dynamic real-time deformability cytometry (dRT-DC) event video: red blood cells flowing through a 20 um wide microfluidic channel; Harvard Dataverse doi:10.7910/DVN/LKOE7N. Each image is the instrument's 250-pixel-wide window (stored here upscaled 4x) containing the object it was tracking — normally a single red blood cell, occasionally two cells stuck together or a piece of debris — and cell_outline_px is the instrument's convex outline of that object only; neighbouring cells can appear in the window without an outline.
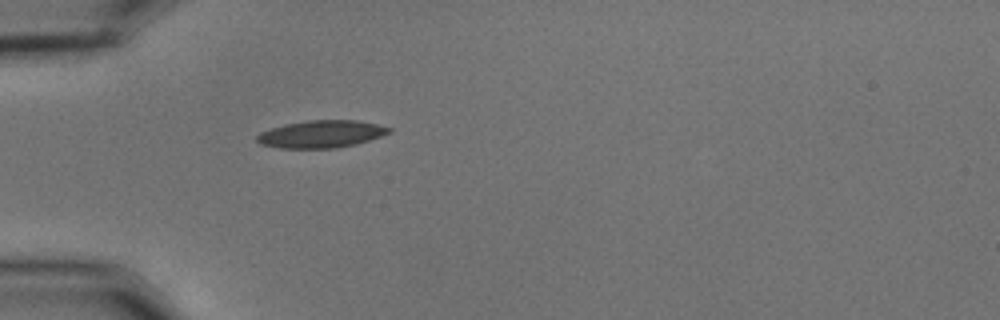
{"species": "common noctule bat (a hibernating species)", "species_latin": "Nyctalus noctula", "temperature_condition": "cold", "stored_images_in_passage": 39, "camera_frame_rate_fps": 3000, "um_per_image_px": 0.085, "animal": {"sex": "male", "body_mass_g": 15.6}, "frame": {"image": 1, "passage_image": 1, "time_ms": 0.0, "image_size_px": [1000, 320], "cell_outline_px": [[392, 132], [356, 144], [336, 148], [280, 148], [260, 144], [256, 140], [256, 136], [260, 132], [284, 124], [308, 120], [356, 120], [376, 124], [392, 128]], "centroid_in_image_um": [27.29, 11.39], "position_along_channel_um": 57.7, "area_um2": 21.04}}
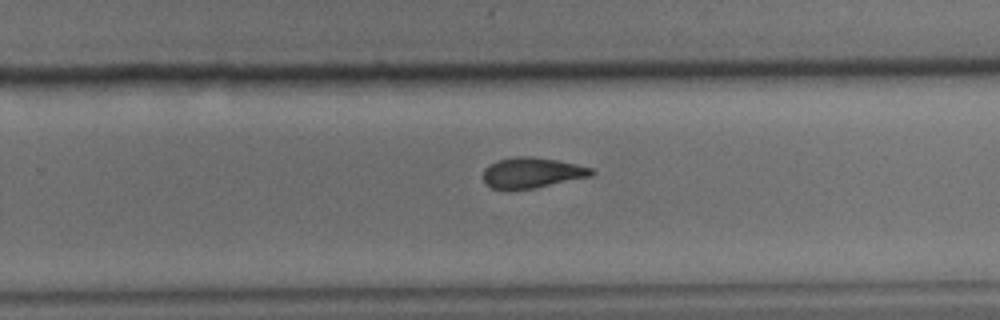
{"frame": {"image": 2, "passage_image": 20, "time_ms": 6.333, "image_size_px": [1000, 320], "cell_outline_px": [[596, 172], [592, 176], [536, 188], [492, 188], [484, 184], [484, 168], [488, 164], [496, 160], [512, 156], [532, 156], [556, 160], [576, 164], [592, 168]], "centroid_in_image_um": [45.22, 14.66], "position_along_channel_um": 284.6, "area_um2": 19.31}}
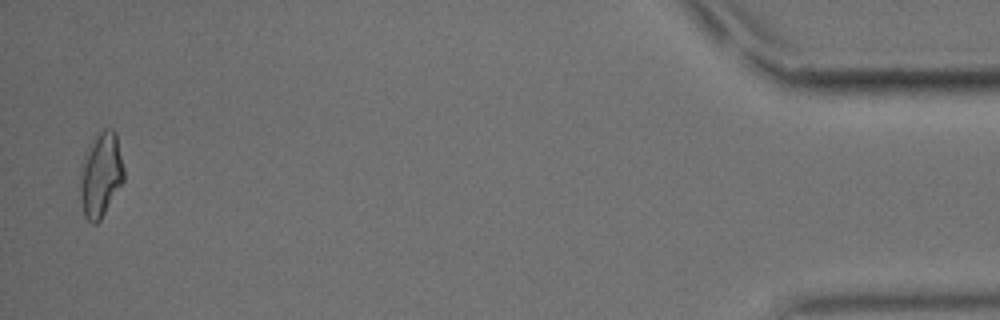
{"frame": {"image": 3, "passage_image": 38, "time_ms": 12.333, "image_size_px": [1000, 320], "cell_outline_px": [[124, 180], [100, 220], [96, 224], [92, 224], [84, 216], [80, 200], [80, 164], [96, 132], [104, 128], [112, 128], [116, 132], [124, 168]], "centroid_in_image_um": [8.55, 14.83], "position_along_channel_um": 426.6, "area_um2": 21.85}, "authors_computed_cell_mechanics": {"area_um2": 20.0566, "velocity_mm_per_s": 3.686, "shape_relaxation_time_tau1_ms": 6.2653, "shape_relaxation_time_tau2_ms": 4.6862, "deformation_change_tau1": 0.1862, "deformation_change_tau2": 0.1297}}